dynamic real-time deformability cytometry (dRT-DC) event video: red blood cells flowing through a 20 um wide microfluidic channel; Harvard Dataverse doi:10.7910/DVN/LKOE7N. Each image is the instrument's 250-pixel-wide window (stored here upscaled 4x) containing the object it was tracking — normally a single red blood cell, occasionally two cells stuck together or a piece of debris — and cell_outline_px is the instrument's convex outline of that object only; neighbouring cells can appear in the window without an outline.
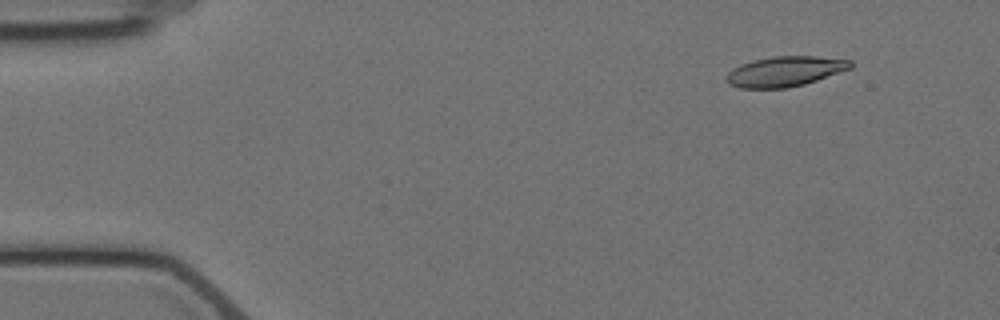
{"species": "Egyptian fruit bat (a non-hibernating species)", "species_latin": "Rousettus aegyptiacus", "temperature_condition": "cold", "stored_images_in_passage": 5, "camera_frame_rate_fps": 3000, "um_per_image_px": 0.085, "animal": {"sex": "female"}, "frame": {"image": 1, "passage_image": 1, "time_ms": 0.0, "image_size_px": [1000, 320], "cell_outline_px": [[852, 68], [804, 84], [788, 88], [740, 88], [728, 84], [724, 80], [724, 76], [732, 68], [740, 64], [772, 56], [816, 56], [852, 60]], "centroid_in_image_um": [66.68, 6.07], "position_along_channel_um": 18.3, "area_um2": 21.91}}
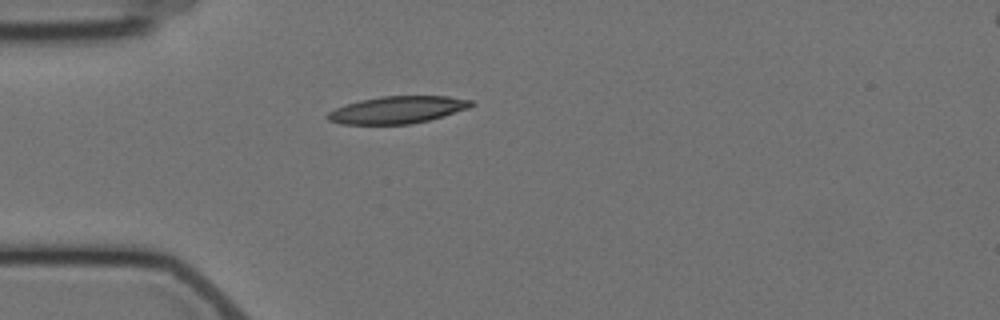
{"frame": {"image": 2, "passage_image": 4, "time_ms": 3.333, "image_size_px": [1000, 320], "cell_outline_px": [[476, 104], [468, 108], [444, 116], [412, 124], [344, 124], [328, 120], [328, 112], [336, 108], [360, 100], [380, 96], [448, 96], [472, 100]], "centroid_in_image_um": [33.83, 9.33], "position_along_channel_um": 51.2, "area_um2": 22.66}}